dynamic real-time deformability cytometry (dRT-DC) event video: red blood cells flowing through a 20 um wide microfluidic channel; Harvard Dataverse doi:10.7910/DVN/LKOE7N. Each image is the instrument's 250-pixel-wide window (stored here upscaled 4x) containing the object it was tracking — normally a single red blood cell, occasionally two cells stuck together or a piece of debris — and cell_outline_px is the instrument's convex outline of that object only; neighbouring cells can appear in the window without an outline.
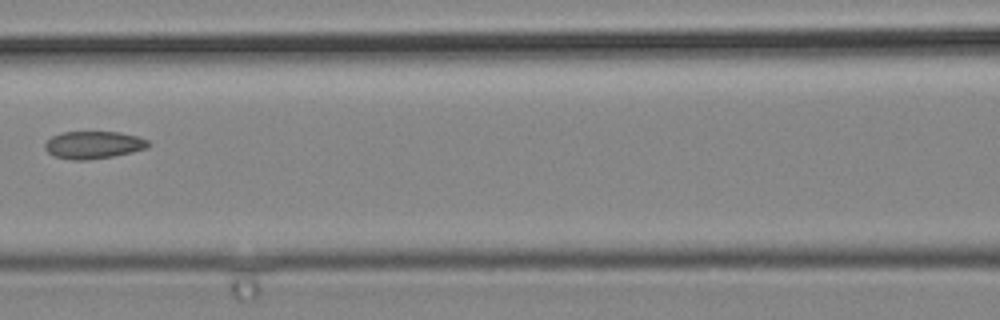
{"species": "common noctule bat (a hibernating species)", "species_latin": "Nyctalus noctula", "temperature_condition": "cold", "stored_images_in_passage": 5, "camera_frame_rate_fps": 3000, "um_per_image_px": 0.085, "animal": {"sex": "male", "body_mass_g": 19.2, "forearm_length_mm": 51.8}, "frame": {"image": 1, "passage_image": 5, "time_ms": 1.333, "image_size_px": [1000, 320], "cell_outline_px": [[148, 148], [132, 152], [112, 156], [88, 160], [72, 160], [56, 156], [48, 152], [44, 148], [44, 144], [52, 136], [64, 132], [120, 132], [140, 136], [148, 140]], "centroid_in_image_um": [7.96, 12.31], "position_along_channel_um": 158.6, "area_um2": 16.53}}